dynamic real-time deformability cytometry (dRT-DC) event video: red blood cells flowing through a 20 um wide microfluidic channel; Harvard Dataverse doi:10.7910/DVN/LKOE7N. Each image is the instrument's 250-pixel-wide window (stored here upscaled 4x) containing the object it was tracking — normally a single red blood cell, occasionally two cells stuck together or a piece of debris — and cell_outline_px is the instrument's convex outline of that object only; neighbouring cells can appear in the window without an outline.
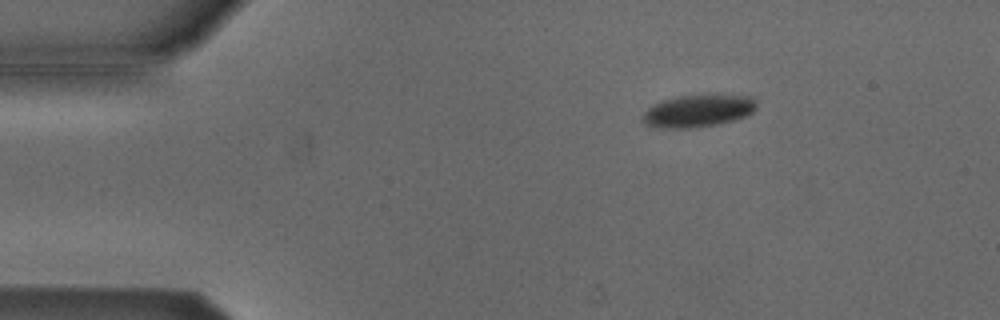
{"species": "Egyptian fruit bat (a non-hibernating species)", "species_latin": "Rousettus aegyptiacus", "temperature_condition": "cold", "stored_images_in_passage": 6, "camera_frame_rate_fps": 3000, "um_per_image_px": 0.085, "animal": {"sex": "male"}, "frame": {"image": 1, "passage_image": 3, "time_ms": 0.667, "image_size_px": [1000, 320], "cell_outline_px": [[756, 108], [748, 116], [736, 120], [716, 124], [688, 128], [660, 128], [648, 124], [640, 120], [644, 112], [652, 104], [660, 100], [680, 96], [708, 92], [752, 96], [756, 100]], "centroid_in_image_um": [59.38, 9.37], "position_along_channel_um": 25.6, "area_um2": 22.31}}